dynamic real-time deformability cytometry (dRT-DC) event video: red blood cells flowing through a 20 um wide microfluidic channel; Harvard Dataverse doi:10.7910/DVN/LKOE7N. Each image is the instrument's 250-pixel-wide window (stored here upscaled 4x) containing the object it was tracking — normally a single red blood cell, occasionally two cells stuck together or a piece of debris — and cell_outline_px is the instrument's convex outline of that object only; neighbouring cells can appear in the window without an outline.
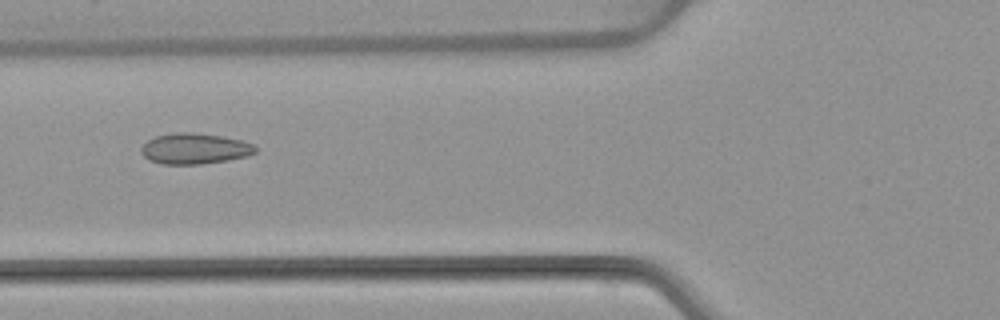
{"species": "common noctule bat (a hibernating species)", "species_latin": "Nyctalus noctula", "temperature_condition": "warm", "stored_images_in_passage": 6, "camera_frame_rate_fps": 3000, "um_per_image_px": 0.085, "animal": {"sex": "female", "body_mass_g": 22.7, "forearm_length_mm": 54.2}, "frame": {"image": 1, "passage_image": 5, "time_ms": 5.333, "image_size_px": [1000, 320], "cell_outline_px": [[256, 152], [248, 156], [228, 160], [200, 164], [164, 164], [148, 160], [140, 152], [140, 148], [148, 140], [156, 136], [176, 132], [192, 132], [220, 136], [240, 140], [252, 144], [256, 148]], "centroid_in_image_um": [16.52, 12.64], "position_along_channel_um": 109.3, "area_um2": 20.4}}
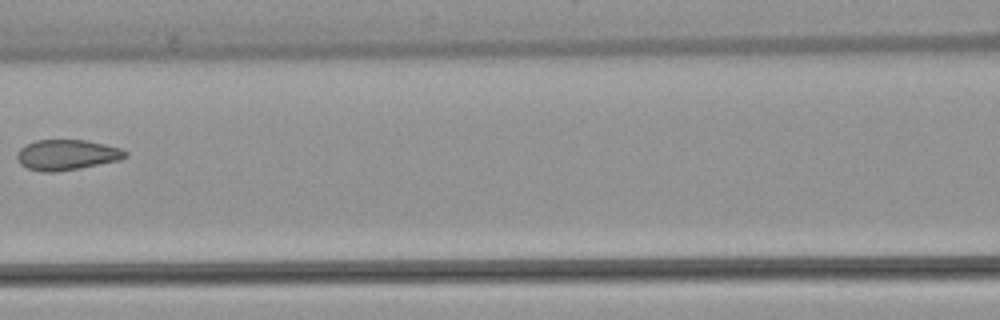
{"frame": {"image": 2, "passage_image": 6, "time_ms": 6.667, "image_size_px": [1000, 320], "cell_outline_px": [[128, 156], [120, 160], [80, 168], [56, 172], [40, 172], [28, 168], [20, 164], [16, 156], [20, 148], [24, 144], [36, 140], [84, 140], [104, 144], [120, 148], [128, 152]], "centroid_in_image_um": [5.67, 13.16], "position_along_channel_um": 160.9, "area_um2": 19.31}}